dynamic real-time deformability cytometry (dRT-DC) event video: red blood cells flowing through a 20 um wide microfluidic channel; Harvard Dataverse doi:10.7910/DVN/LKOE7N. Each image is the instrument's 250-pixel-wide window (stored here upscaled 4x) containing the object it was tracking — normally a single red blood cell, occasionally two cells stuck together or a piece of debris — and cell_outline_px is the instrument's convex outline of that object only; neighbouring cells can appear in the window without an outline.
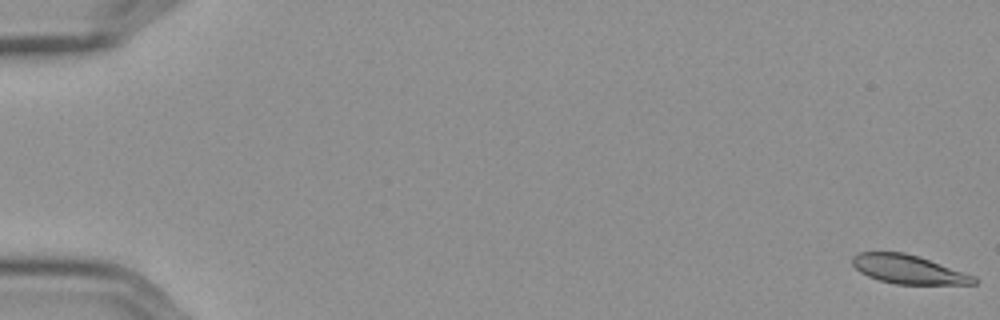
{"species": "Egyptian fruit bat (a non-hibernating species)", "species_latin": "Rousettus aegyptiacus", "temperature_condition": "cold", "stored_images_in_passage": 58, "camera_frame_rate_fps": 3000, "um_per_image_px": 0.085, "frame": {"image": 1, "passage_image": 1, "time_ms": 0.0, "image_size_px": [1000, 320], "cell_outline_px": [[980, 280], [976, 284], [896, 284], [880, 280], [868, 276], [860, 272], [852, 264], [852, 256], [860, 252], [904, 252], [976, 276]], "centroid_in_image_um": [77.22, 22.9], "position_along_channel_um": 7.8, "area_um2": 20.17}}
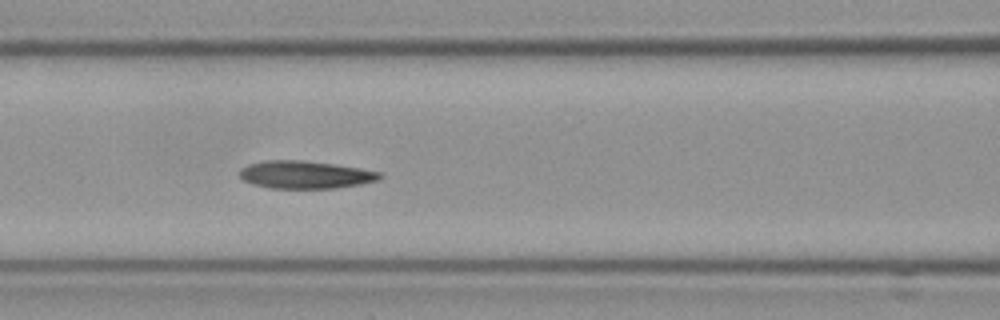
{"frame": {"image": 2, "passage_image": 26, "time_ms": 8.333, "image_size_px": [1000, 320], "cell_outline_px": [[384, 176], [380, 180], [360, 184], [336, 188], [268, 188], [252, 184], [244, 180], [240, 176], [240, 168], [248, 164], [264, 160], [300, 160], [332, 164], [380, 172]], "centroid_in_image_um": [25.92, 14.85], "position_along_channel_um": 140.7, "area_um2": 22.54}}
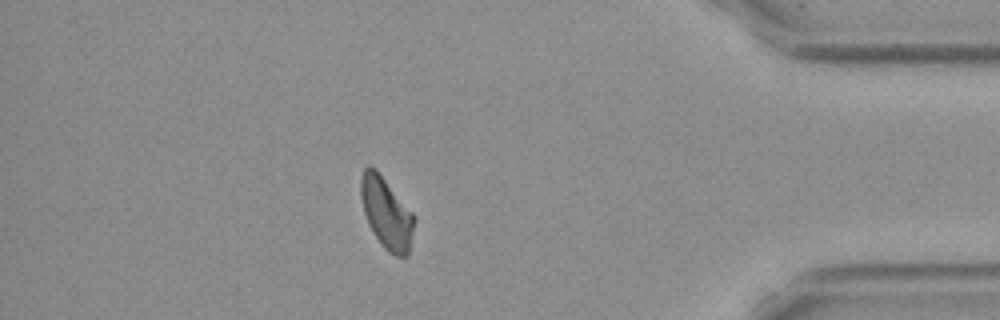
{"frame": {"image": 3, "passage_image": 51, "time_ms": 16.667, "image_size_px": [1000, 320], "cell_outline_px": [[416, 220], [408, 256], [396, 256], [388, 252], [384, 248], [368, 224], [364, 212], [360, 192], [360, 176], [364, 168], [368, 164], [376, 168], [416, 216]], "centroid_in_image_um": [32.86, 18.08], "position_along_channel_um": 402.3, "area_um2": 22.43}, "authors_computed_cell_mechanics": {"area_um2": 22.4264, "velocity_mm_per_s": 3.5733, "shape_relaxation_time_tau1_ms": null, "shape_relaxation_time_tau2_ms": 6.1407, "deformation_change_tau1": null, "deformation_change_tau2": 0.1292}}